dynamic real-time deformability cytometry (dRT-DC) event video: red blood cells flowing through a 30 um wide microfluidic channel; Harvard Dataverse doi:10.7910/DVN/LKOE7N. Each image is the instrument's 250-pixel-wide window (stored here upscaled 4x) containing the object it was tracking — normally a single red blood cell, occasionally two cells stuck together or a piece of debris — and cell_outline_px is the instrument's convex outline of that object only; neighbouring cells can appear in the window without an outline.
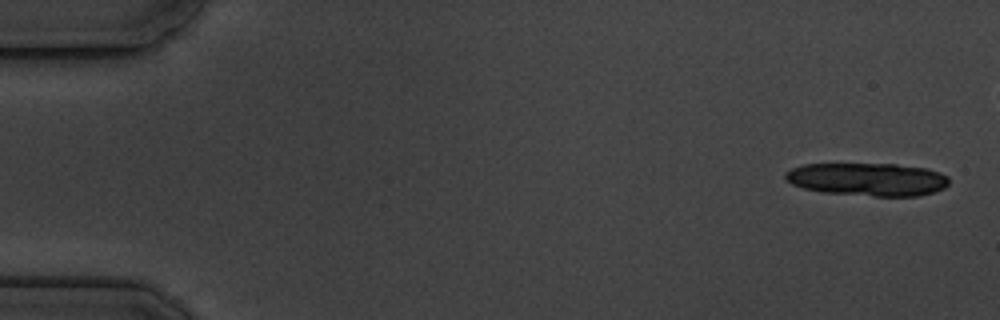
{"species": "common noctule bat (a hibernating species)", "species_latin": "Nyctalus noctula", "temperature_condition": "cold", "stored_images_in_passage": 8, "segment_of_instrument_passage": [1, 2], "camera_frame_rate_fps": 3000, "um_per_image_px": 0.085, "animal": {"sex": "male", "body_mass_g": 19.5, "forearm_length_mm": 54.6}, "frame": {"image": 1, "passage_image": 1, "time_ms": 0.0, "image_size_px": [1000, 320], "cell_outline_px": [[948, 184], [944, 188], [920, 196], [872, 196], [824, 192], [804, 188], [792, 184], [784, 176], [784, 172], [792, 168], [804, 164], [896, 164], [928, 168], [940, 172], [948, 176]], "centroid_in_image_um": [73.77, 15.24], "position_along_channel_um": 11.2, "area_um2": 31.5}}